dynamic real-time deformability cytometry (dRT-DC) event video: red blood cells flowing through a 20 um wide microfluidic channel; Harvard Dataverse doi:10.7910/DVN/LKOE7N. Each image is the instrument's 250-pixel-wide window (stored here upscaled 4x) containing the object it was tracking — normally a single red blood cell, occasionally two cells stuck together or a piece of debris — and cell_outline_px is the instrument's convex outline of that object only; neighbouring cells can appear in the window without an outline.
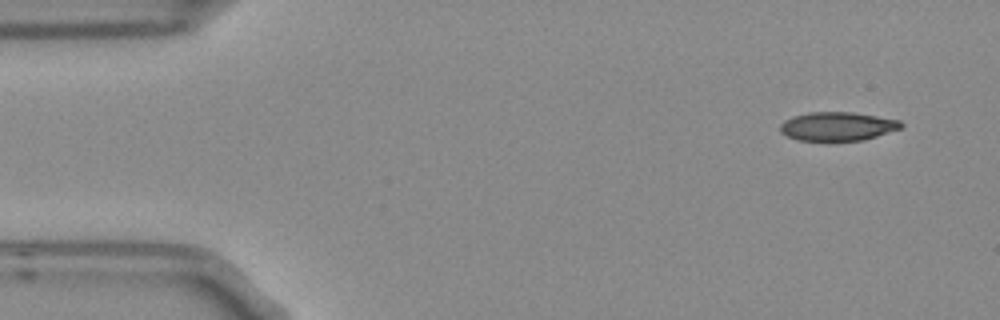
{"species": "Egyptian fruit bat (a non-hibernating species)", "species_latin": "Rousettus aegyptiacus", "temperature_condition": "room temperature", "stored_images_in_passage": 5, "camera_frame_rate_fps": 3000, "um_per_image_px": 0.085, "frame": {"image": 1, "passage_image": 1, "time_ms": 0.0, "image_size_px": [1000, 320], "cell_outline_px": [[904, 128], [864, 140], [796, 140], [780, 132], [780, 124], [784, 120], [792, 116], [808, 112], [852, 112], [900, 120], [904, 124]], "centroid_in_image_um": [71.21, 10.73], "position_along_channel_um": 13.8, "area_um2": 20.35}}
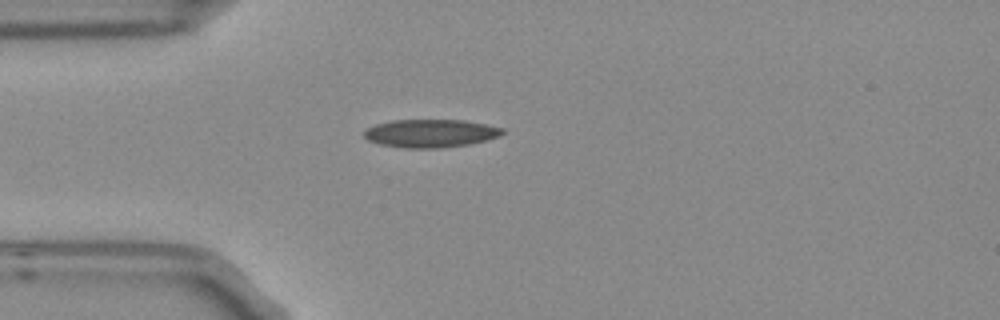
{"frame": {"image": 2, "passage_image": 4, "time_ms": 1.0, "image_size_px": [1000, 320], "cell_outline_px": [[504, 132], [500, 136], [488, 140], [468, 144], [440, 148], [404, 148], [380, 144], [368, 140], [364, 136], [364, 132], [368, 128], [376, 124], [392, 120], [464, 120], [504, 128]], "centroid_in_image_um": [36.61, 11.33], "position_along_channel_um": 48.4, "area_um2": 22.6}}